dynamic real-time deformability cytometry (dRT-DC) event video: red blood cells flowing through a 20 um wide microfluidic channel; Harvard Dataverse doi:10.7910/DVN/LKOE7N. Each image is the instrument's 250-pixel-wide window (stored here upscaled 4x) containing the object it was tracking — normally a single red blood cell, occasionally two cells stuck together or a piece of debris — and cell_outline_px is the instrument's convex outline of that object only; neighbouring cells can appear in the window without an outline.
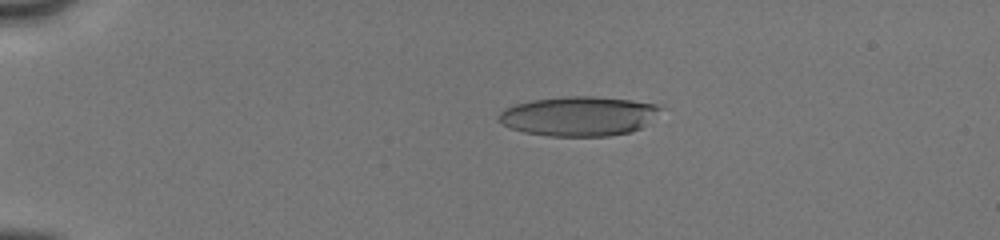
{"species": "human", "species_latin": "Homo sapiens", "temperature_condition": "cold", "stored_images_in_passage": 22, "camera_frame_rate_fps": 3000, "um_per_image_px": 0.085, "donor": {"sex": "male"}, "frame": {"image": 1, "passage_image": 10, "time_ms": 3.667, "image_size_px": [1000, 240], "cell_outline_px": [[664, 108], [640, 128], [632, 132], [608, 136], [548, 136], [524, 132], [512, 128], [504, 124], [496, 116], [500, 112], [516, 104], [532, 100], [568, 96], [596, 96], [632, 100], [656, 104]], "centroid_in_image_um": [49.22, 9.87], "position_along_channel_um": 35.8, "area_um2": 37.11}}
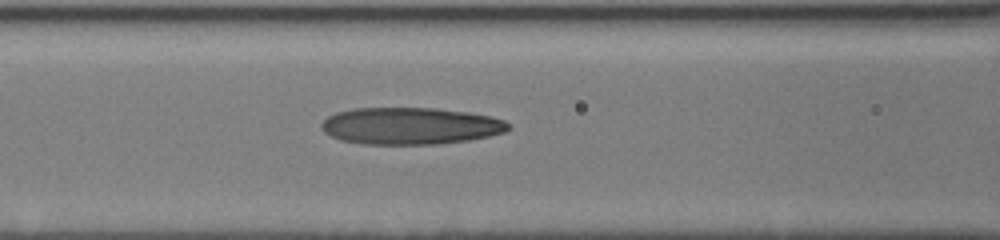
{"frame": {"image": 2, "passage_image": 19, "time_ms": 7.667, "image_size_px": [1000, 240], "cell_outline_px": [[512, 128], [504, 132], [488, 136], [468, 140], [436, 144], [364, 144], [340, 140], [324, 132], [320, 128], [320, 124], [328, 116], [336, 112], [352, 108], [436, 108], [468, 112], [492, 116], [504, 120], [512, 124]], "centroid_in_image_um": [34.89, 10.7], "position_along_channel_um": 131.7, "area_um2": 40.52}}
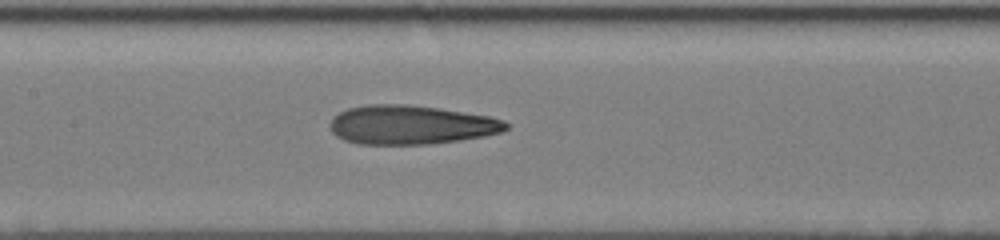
{"frame": {"image": 3, "passage_image": 22, "time_ms": 8.667, "image_size_px": [1000, 240], "cell_outline_px": [[508, 128], [504, 132], [484, 136], [460, 140], [428, 144], [356, 144], [344, 140], [336, 136], [332, 132], [328, 124], [332, 116], [348, 108], [368, 104], [408, 104], [440, 108], [488, 116], [504, 120], [508, 124]], "centroid_in_image_um": [34.9, 10.61], "position_along_channel_um": 172.5, "area_um2": 40.34}}